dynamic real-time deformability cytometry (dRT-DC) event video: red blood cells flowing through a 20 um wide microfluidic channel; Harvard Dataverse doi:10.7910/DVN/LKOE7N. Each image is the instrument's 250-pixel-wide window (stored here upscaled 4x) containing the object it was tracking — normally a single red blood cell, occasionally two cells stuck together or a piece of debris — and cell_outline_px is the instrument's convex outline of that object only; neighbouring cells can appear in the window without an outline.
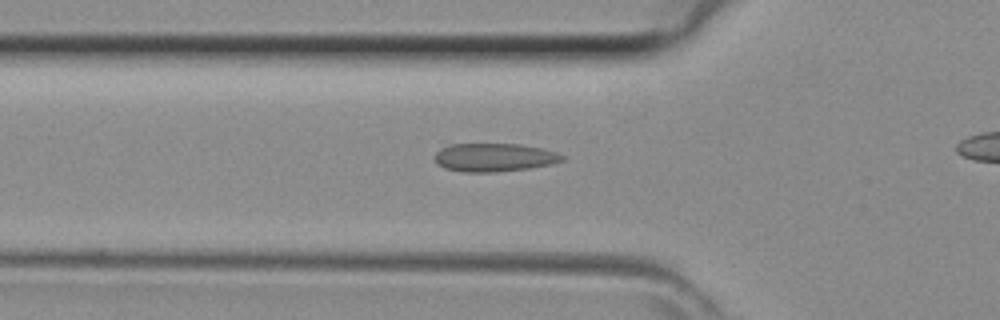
{"species": "common noctule bat (a hibernating species)", "species_latin": "Nyctalus noctula", "temperature_condition": "room temperature", "stored_images_in_passage": 34, "camera_frame_rate_fps": 3000, "um_per_image_px": 0.085, "animal": {"sex": "female", "body_mass_g": 29.2, "forearm_length_mm": 56.3}, "frame": {"image": 1, "passage_image": 14, "time_ms": 4.333, "image_size_px": [1000, 320], "cell_outline_px": [[564, 160], [552, 164], [528, 168], [496, 172], [464, 172], [444, 168], [436, 164], [436, 152], [440, 148], [452, 144], [520, 144], [544, 148], [556, 152], [564, 156]], "centroid_in_image_um": [42.02, 13.38], "position_along_channel_um": 83.8, "area_um2": 21.1}}
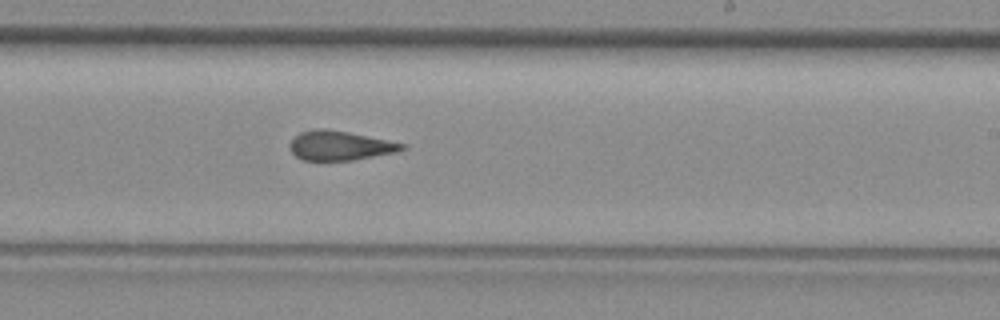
{"frame": {"image": 2, "passage_image": 25, "time_ms": 8.0, "image_size_px": [1000, 320], "cell_outline_px": [[408, 148], [396, 152], [352, 160], [304, 160], [296, 156], [288, 148], [288, 144], [300, 132], [320, 128], [324, 128], [348, 132], [408, 144]], "centroid_in_image_um": [28.91, 12.37], "position_along_channel_um": 260.1, "area_um2": 19.19}}
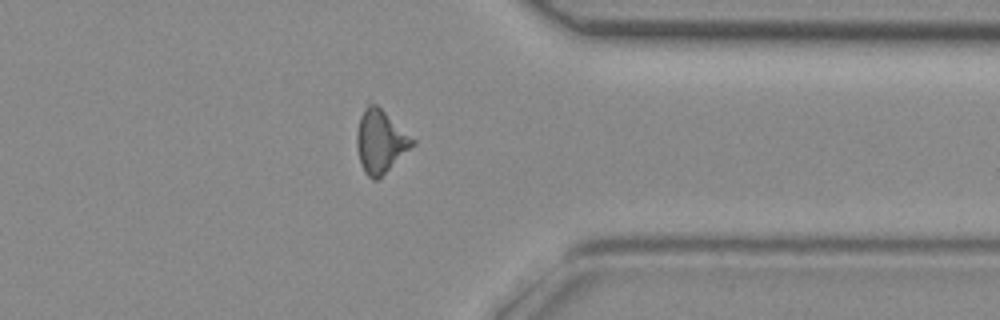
{"frame": {"image": 3, "passage_image": 33, "time_ms": 10.667, "image_size_px": [1000, 320], "cell_outline_px": [[416, 144], [376, 180], [372, 180], [364, 172], [360, 164], [356, 144], [356, 132], [360, 116], [364, 108], [368, 104], [376, 104], [416, 140]], "centroid_in_image_um": [32.32, 12.02], "position_along_channel_um": 379.1, "area_um2": 20.35}}